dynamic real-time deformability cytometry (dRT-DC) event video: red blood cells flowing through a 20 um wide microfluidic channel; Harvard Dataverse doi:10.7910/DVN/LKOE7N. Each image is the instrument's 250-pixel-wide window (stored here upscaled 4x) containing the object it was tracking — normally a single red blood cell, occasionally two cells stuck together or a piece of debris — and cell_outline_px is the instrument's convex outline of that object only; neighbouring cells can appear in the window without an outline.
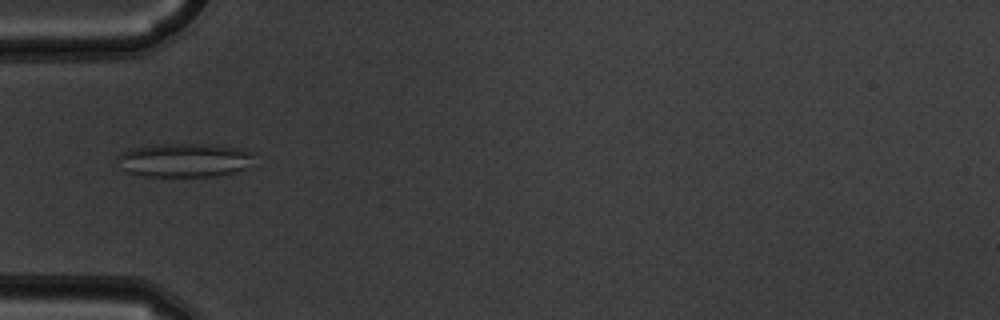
{"species": "common noctule bat (a hibernating species)", "species_latin": "Nyctalus noctula", "temperature_condition": "warm", "stored_images_in_passage": 6, "camera_frame_rate_fps": 3000, "um_per_image_px": 0.085, "animal": {"sex": "male", "body_mass_g": 19.5, "forearm_length_mm": 54.6}, "frame": {"image": 1, "passage_image": 3, "time_ms": 0.667, "image_size_px": [1000, 320], "cell_outline_px": [[256, 152], [248, 168], [236, 172], [212, 176], [144, 176], [128, 172], [116, 160], [116, 156], [124, 152], [136, 148], [156, 144], [216, 144]], "centroid_in_image_um": [15.74, 13.61], "position_along_channel_um": 69.3, "area_um2": 26.93}}
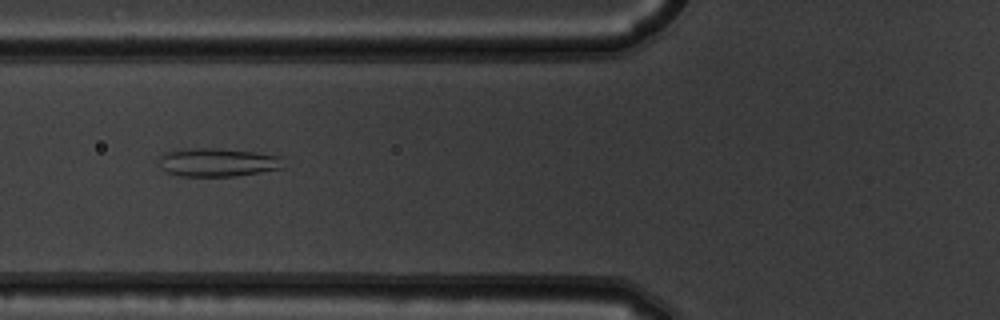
{"frame": {"image": 2, "passage_image": 4, "time_ms": 1.0, "image_size_px": [1000, 320], "cell_outline_px": [[284, 168], [236, 176], [180, 176], [168, 172], [164, 168], [160, 160], [160, 156], [164, 152], [192, 148], [216, 148], [252, 152], [284, 156]], "centroid_in_image_um": [18.58, 13.8], "position_along_channel_um": 107.2, "area_um2": 20.52}}